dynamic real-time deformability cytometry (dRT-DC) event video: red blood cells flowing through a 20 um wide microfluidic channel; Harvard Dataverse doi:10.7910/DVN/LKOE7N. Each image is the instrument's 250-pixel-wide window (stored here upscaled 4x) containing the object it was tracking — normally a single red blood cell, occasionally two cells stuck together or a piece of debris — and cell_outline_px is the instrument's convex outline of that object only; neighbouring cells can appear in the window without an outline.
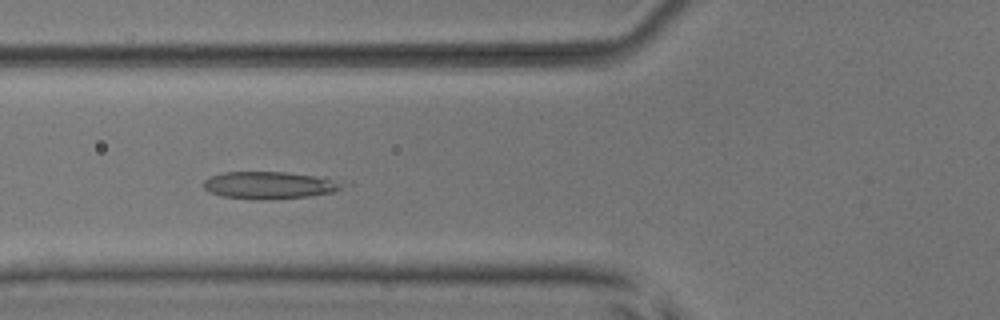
{"species": "common noctule bat (a hibernating species)", "species_latin": "Nyctalus noctula", "temperature_condition": "room temperature", "stored_images_in_passage": 7, "camera_frame_rate_fps": 3000, "um_per_image_px": 0.085, "animal": {"sex": "male", "body_mass_g": 17.9, "forearm_length_mm": 54.2}, "frame": {"image": 1, "passage_image": 5, "time_ms": 5.333, "image_size_px": [1000, 320], "cell_outline_px": [[340, 188], [332, 192], [308, 196], [260, 200], [252, 200], [224, 196], [208, 192], [204, 188], [204, 180], [212, 176], [224, 172], [288, 172], [324, 176], [340, 184]], "centroid_in_image_um": [22.83, 15.74], "position_along_channel_um": 103.0, "area_um2": 21.85}}
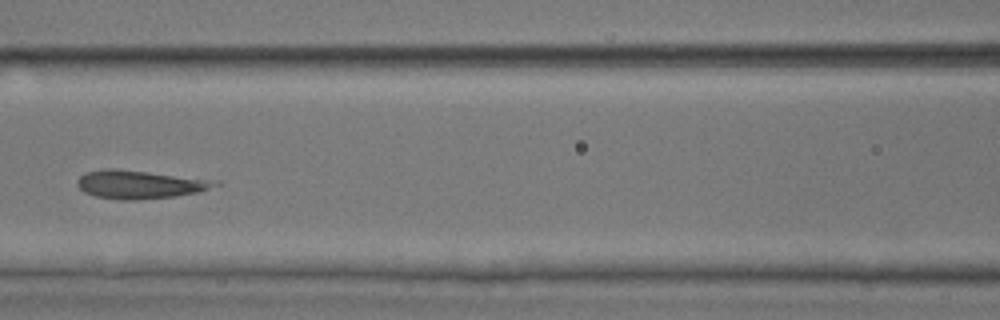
{"frame": {"image": 2, "passage_image": 6, "time_ms": 6.667, "image_size_px": [1000, 320], "cell_outline_px": [[220, 184], [200, 192], [176, 196], [136, 200], [120, 200], [96, 196], [84, 192], [76, 184], [76, 180], [80, 176], [88, 172], [104, 168], [116, 168], [220, 180]], "centroid_in_image_um": [11.91, 15.67], "position_along_channel_um": 154.7, "area_um2": 23.0}}